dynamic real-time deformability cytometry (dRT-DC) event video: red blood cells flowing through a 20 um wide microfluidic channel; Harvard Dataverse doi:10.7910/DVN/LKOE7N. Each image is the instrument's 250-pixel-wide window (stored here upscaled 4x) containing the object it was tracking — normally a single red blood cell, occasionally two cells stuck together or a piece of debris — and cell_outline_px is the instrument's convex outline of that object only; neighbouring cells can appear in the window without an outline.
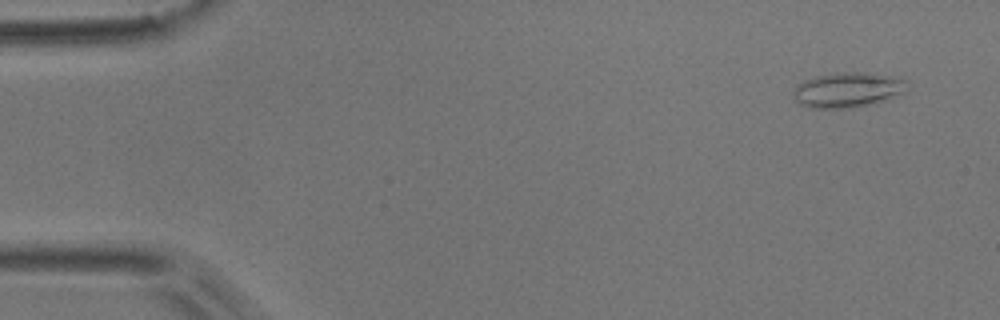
{"species": "common noctule bat (a hibernating species)", "species_latin": "Nyctalus noctula", "temperature_condition": "room temperature", "stored_images_in_passage": 5, "camera_frame_rate_fps": 3000, "um_per_image_px": 0.085, "animal": {"sex": "male", "body_mass_g": 17.9}, "frame": {"image": 1, "passage_image": 1, "time_ms": 0.0, "image_size_px": [1000, 320], "cell_outline_px": [[908, 84], [904, 92], [888, 100], [876, 104], [844, 108], [812, 108], [800, 104], [796, 100], [792, 92], [796, 84], [804, 80], [816, 76], [836, 72], [864, 72], [904, 76], [908, 80]], "centroid_in_image_um": [72.13, 7.62], "position_along_channel_um": 12.9, "area_um2": 23.93}}